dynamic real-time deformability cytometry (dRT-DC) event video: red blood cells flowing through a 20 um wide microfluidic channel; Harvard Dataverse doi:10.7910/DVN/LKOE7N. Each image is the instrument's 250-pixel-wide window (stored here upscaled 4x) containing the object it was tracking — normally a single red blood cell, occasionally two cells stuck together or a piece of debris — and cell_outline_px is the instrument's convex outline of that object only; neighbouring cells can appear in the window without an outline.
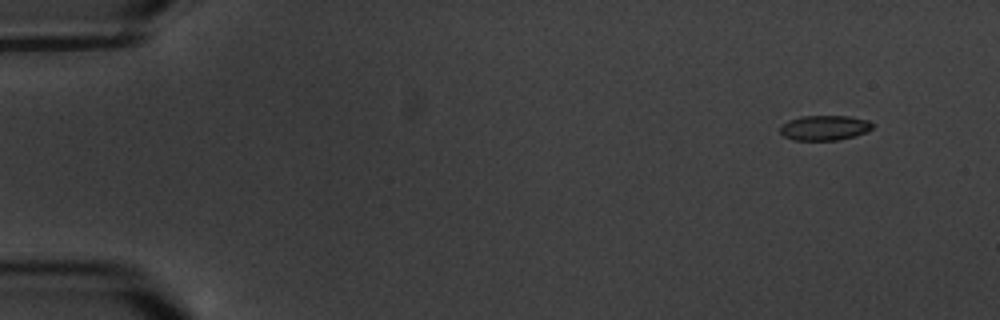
{"species": "common noctule bat (a hibernating species)", "species_latin": "Nyctalus noctula", "temperature_condition": "warm", "stored_images_in_passage": 6, "camera_frame_rate_fps": 3000, "um_per_image_px": 0.085, "animal": {"sex": "male", "body_mass_g": 20.1, "forearm_length_mm": 53.5}, "frame": {"image": 1, "passage_image": 2, "time_ms": 1.333, "image_size_px": [1000, 320], "cell_outline_px": [[876, 124], [868, 132], [856, 136], [836, 140], [792, 140], [784, 136], [780, 132], [780, 124], [788, 120], [800, 116], [848, 116], [868, 120]], "centroid_in_image_um": [70.1, 10.86], "position_along_channel_um": 14.9, "area_um2": 13.7}}
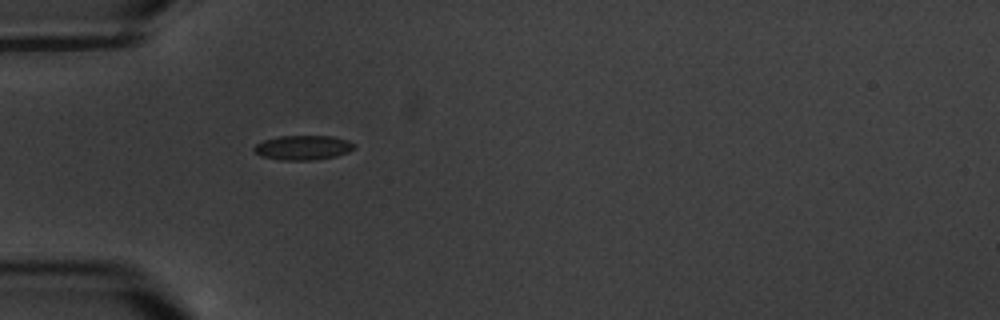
{"frame": {"image": 2, "passage_image": 6, "time_ms": 6.0, "image_size_px": [1000, 320], "cell_outline_px": [[356, 148], [348, 152], [336, 156], [312, 160], [280, 160], [260, 156], [252, 148], [256, 144], [264, 140], [280, 136], [332, 136], [348, 140], [356, 144]], "centroid_in_image_um": [25.78, 12.55], "position_along_channel_um": 59.2, "area_um2": 14.39}}